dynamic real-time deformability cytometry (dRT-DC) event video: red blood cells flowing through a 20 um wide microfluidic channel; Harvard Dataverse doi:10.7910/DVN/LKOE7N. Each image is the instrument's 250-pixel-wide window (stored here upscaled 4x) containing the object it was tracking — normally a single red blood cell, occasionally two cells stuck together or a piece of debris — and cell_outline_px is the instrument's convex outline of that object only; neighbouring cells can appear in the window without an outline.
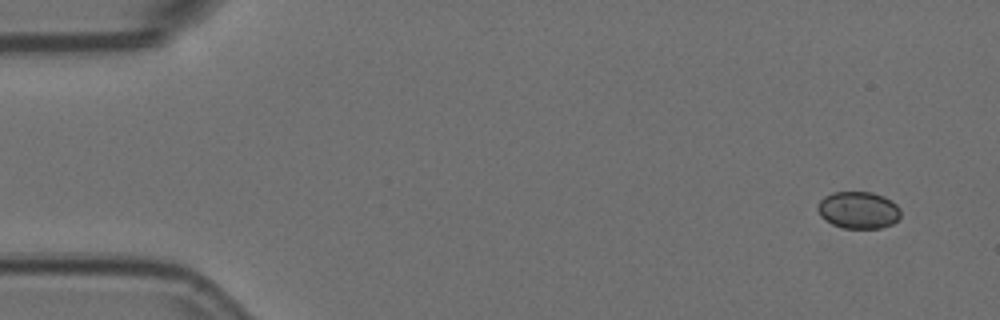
{"species": "Egyptian fruit bat (a non-hibernating species)", "species_latin": "Rousettus aegyptiacus", "temperature_condition": "room temperature", "stored_images_in_passage": 5, "camera_frame_rate_fps": 3000, "um_per_image_px": 0.085, "animal": {"sex": "female"}, "frame": {"image": 1, "passage_image": 1, "time_ms": 0.0, "image_size_px": [1000, 320], "cell_outline_px": [[900, 216], [892, 224], [880, 228], [844, 228], [832, 224], [824, 220], [820, 216], [816, 208], [820, 200], [824, 196], [832, 192], [872, 192], [884, 196], [892, 200], [900, 208]], "centroid_in_image_um": [72.94, 17.85], "position_along_channel_um": 12.1, "area_um2": 18.09}}
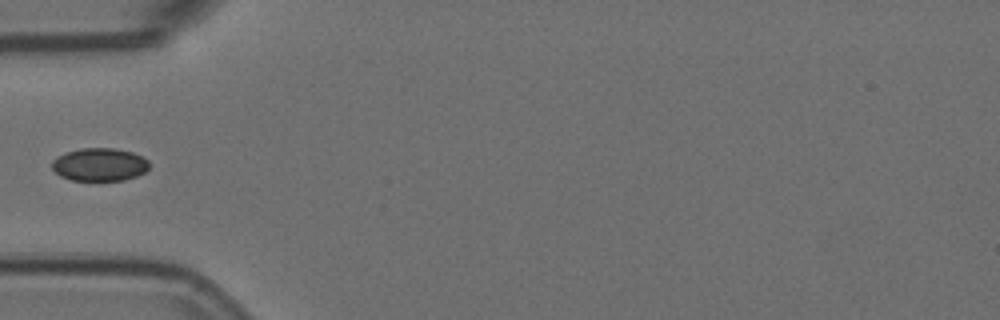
{"frame": {"image": 2, "passage_image": 4, "time_ms": 1.0, "image_size_px": [1000, 320], "cell_outline_px": [[148, 168], [144, 172], [136, 176], [124, 180], [72, 180], [60, 176], [52, 168], [52, 160], [56, 156], [64, 152], [80, 148], [112, 148], [132, 152], [148, 160]], "centroid_in_image_um": [8.42, 13.98], "position_along_channel_um": 76.6, "area_um2": 18.67}}
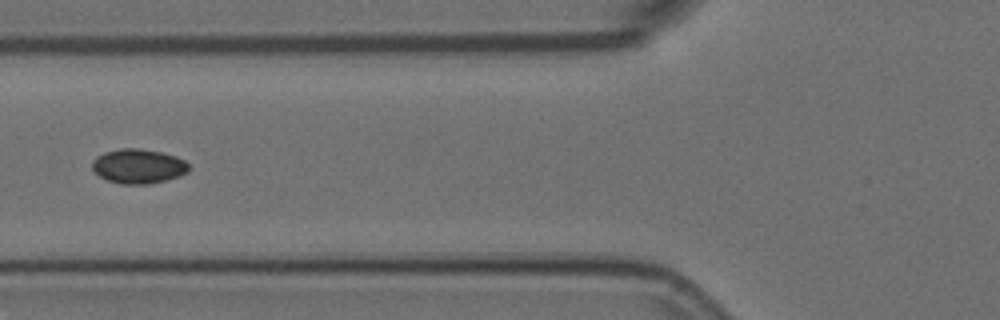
{"frame": {"image": 3, "passage_image": 5, "time_ms": 1.333, "image_size_px": [1000, 320], "cell_outline_px": [[188, 172], [180, 176], [148, 184], [120, 184], [108, 180], [100, 176], [92, 168], [92, 160], [96, 156], [104, 152], [120, 148], [140, 148], [160, 152], [176, 156], [184, 160], [188, 164]], "centroid_in_image_um": [11.74, 14.12], "position_along_channel_um": 114.1, "area_um2": 19.42}}